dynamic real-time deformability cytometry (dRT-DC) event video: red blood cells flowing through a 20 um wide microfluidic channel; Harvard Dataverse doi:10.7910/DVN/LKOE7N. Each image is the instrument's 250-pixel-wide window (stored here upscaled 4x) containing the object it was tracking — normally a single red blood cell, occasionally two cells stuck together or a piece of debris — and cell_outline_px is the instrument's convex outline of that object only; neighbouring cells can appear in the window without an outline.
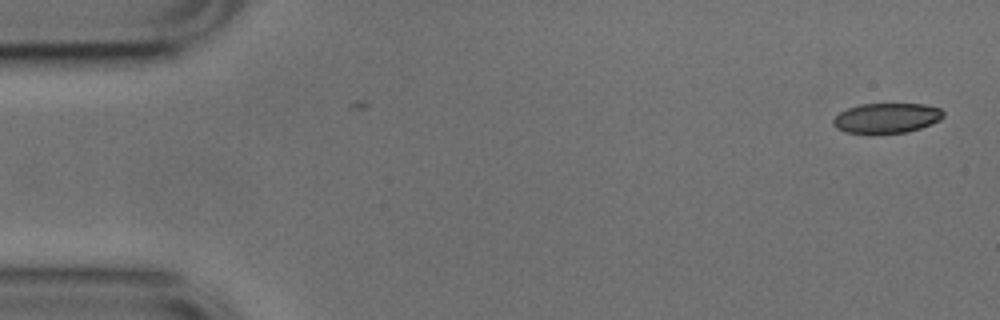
{"species": "common noctule bat (a hibernating species)", "species_latin": "Nyctalus noctula", "temperature_condition": "cold", "stored_images_in_passage": 2, "camera_frame_rate_fps": 3000, "um_per_image_px": 0.085, "animal": {"sex": "male", "body_mass_g": 17.9, "forearm_length_mm": 54.2}, "frame": {"image": 1, "passage_image": 1, "time_ms": 0.0, "image_size_px": [1000, 320], "cell_outline_px": [[944, 116], [940, 120], [920, 128], [904, 132], [844, 132], [836, 128], [832, 124], [832, 120], [840, 112], [848, 108], [860, 104], [924, 104], [940, 108], [944, 112]], "centroid_in_image_um": [75.37, 10.01], "position_along_channel_um": 9.6, "area_um2": 18.96}}